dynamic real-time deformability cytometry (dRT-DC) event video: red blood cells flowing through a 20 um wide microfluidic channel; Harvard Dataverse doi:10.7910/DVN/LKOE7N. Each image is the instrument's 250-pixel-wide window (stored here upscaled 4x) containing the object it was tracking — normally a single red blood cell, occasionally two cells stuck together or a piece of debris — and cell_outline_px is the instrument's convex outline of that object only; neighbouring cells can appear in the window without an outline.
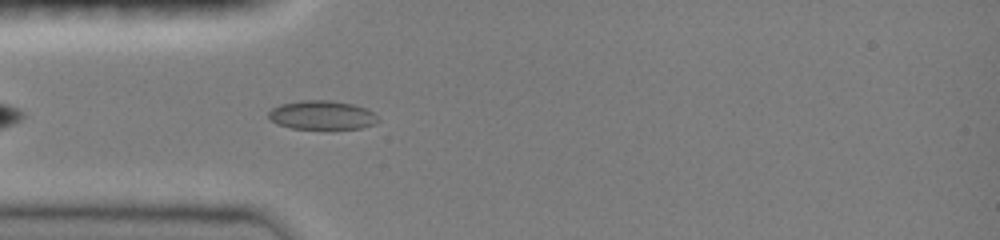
{"species": "common noctule bat (a hibernating species)", "species_latin": "Nyctalus noctula", "temperature_condition": "room temperature", "stored_images_in_passage": 35, "camera_frame_rate_fps": 3000, "um_per_image_px": 0.085, "animal": {"sex": "female", "body_mass_g": 19.0, "forearm_length_mm": 51.5}, "frame": {"image": 1, "passage_image": 3, "time_ms": 0.667, "image_size_px": [1000, 240], "cell_outline_px": [[380, 120], [376, 124], [360, 128], [292, 128], [276, 124], [268, 120], [268, 112], [272, 108], [280, 104], [300, 100], [332, 100], [352, 104], [364, 108], [372, 112]], "centroid_in_image_um": [27.32, 9.77], "position_along_channel_um": 57.7, "area_um2": 18.44}}
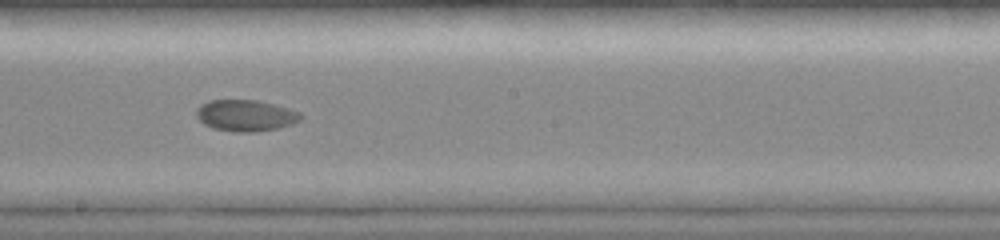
{"frame": {"image": 2, "passage_image": 16, "time_ms": 5.0, "image_size_px": [1000, 240], "cell_outline_px": [[304, 116], [300, 120], [292, 124], [276, 128], [252, 132], [236, 132], [212, 128], [204, 124], [196, 116], [196, 108], [200, 104], [208, 100], [260, 100], [288, 108], [300, 112]], "centroid_in_image_um": [20.87, 9.8], "position_along_channel_um": 227.3, "area_um2": 19.19}}
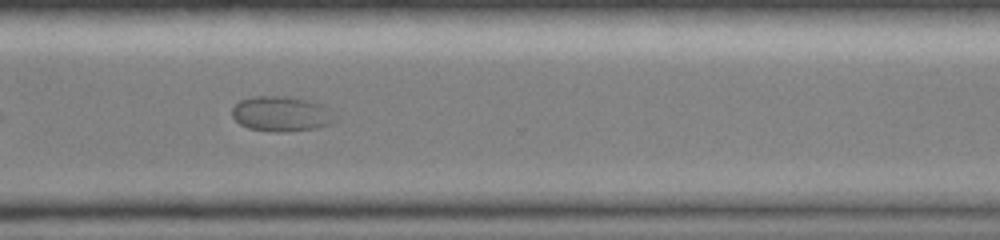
{"frame": {"image": 3, "passage_image": 25, "time_ms": 8.0, "image_size_px": [1000, 240], "cell_outline_px": [[336, 120], [328, 124], [316, 128], [276, 132], [248, 128], [240, 124], [232, 116], [232, 108], [240, 100], [252, 96], [288, 96], [308, 100], [320, 104], [328, 108], [336, 116]], "centroid_in_image_um": [23.9, 9.66], "position_along_channel_um": 346.7, "area_um2": 20.98}}